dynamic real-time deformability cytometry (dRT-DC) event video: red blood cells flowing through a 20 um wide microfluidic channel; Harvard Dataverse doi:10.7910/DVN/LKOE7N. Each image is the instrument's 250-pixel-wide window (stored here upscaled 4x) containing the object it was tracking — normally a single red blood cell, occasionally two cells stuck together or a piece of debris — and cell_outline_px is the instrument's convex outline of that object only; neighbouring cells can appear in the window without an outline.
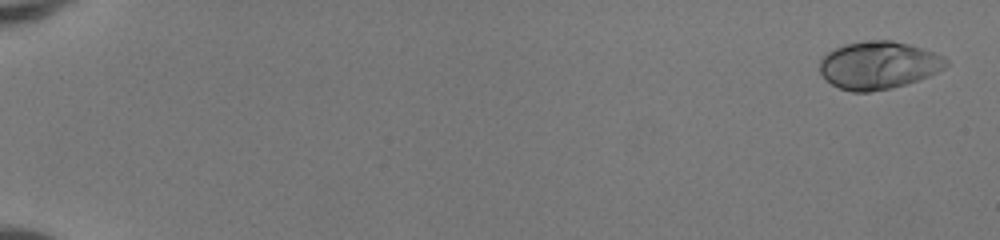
{"species": "human", "species_latin": "Homo sapiens", "temperature_condition": "room temperature", "stored_images_in_passage": 51, "camera_frame_rate_fps": 3000, "um_per_image_px": 0.085, "donor": {"sex": "female"}, "frame": {"image": 1, "passage_image": 1, "time_ms": 0.0, "image_size_px": [1000, 240], "cell_outline_px": [[948, 64], [944, 68], [928, 76], [904, 84], [888, 88], [868, 92], [852, 92], [840, 88], [832, 84], [820, 72], [820, 60], [828, 52], [844, 44], [864, 40], [892, 40], [908, 44], [944, 56], [948, 60]], "centroid_in_image_um": [74.66, 5.53], "position_along_channel_um": 10.3, "area_um2": 34.74}}
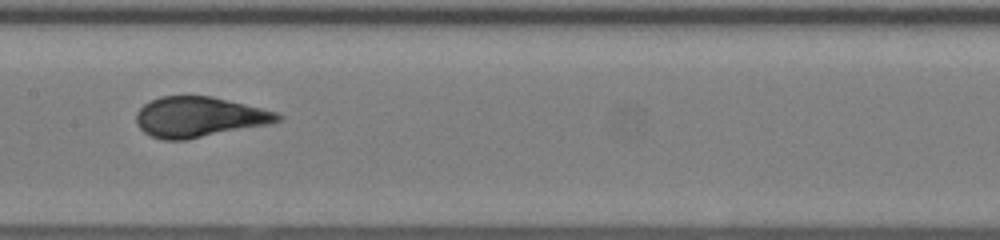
{"frame": {"image": 2, "passage_image": 28, "time_ms": 9.0, "image_size_px": [1000, 240], "cell_outline_px": [[284, 116], [280, 120], [268, 124], [184, 140], [164, 140], [152, 136], [144, 132], [136, 124], [136, 112], [144, 104], [160, 96], [212, 96], [276, 112]], "centroid_in_image_um": [16.89, 9.94], "position_along_channel_um": 190.5, "area_um2": 32.89}}
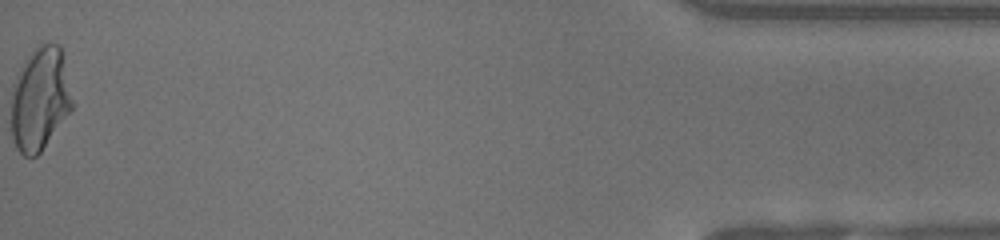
{"frame": {"image": 3, "passage_image": 51, "time_ms": 16.667, "image_size_px": [1000, 240], "cell_outline_px": [[72, 108], [40, 152], [36, 156], [24, 156], [16, 148], [12, 140], [12, 84], [24, 60], [32, 48], [40, 40], [60, 44], [72, 100]], "centroid_in_image_um": [3.37, 8.34], "position_along_channel_um": 431.8, "area_um2": 36.76}, "authors_computed_cell_mechanics": {"area_um2": 33.1772, "velocity_mm_per_s": 4.1805, "shape_relaxation_time_tau1_ms": 4.1176, "shape_relaxation_time_tau2_ms": null, "deformation_change_tau1": 0.2091, "deformation_change_tau2": null}}